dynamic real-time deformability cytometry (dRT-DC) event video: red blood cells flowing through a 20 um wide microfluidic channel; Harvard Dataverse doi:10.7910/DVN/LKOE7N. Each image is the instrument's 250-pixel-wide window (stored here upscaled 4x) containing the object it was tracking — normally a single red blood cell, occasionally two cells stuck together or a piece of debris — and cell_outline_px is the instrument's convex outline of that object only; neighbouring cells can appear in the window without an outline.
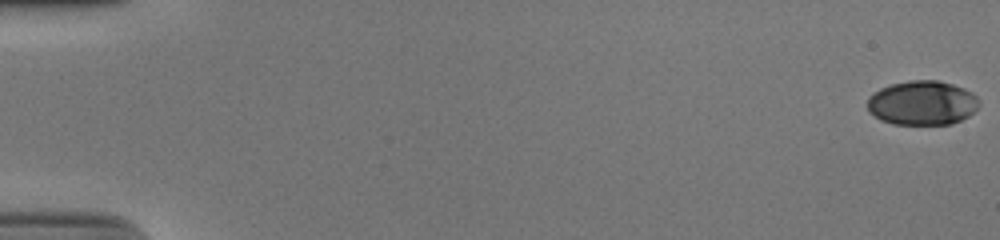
{"species": "human", "species_latin": "Homo sapiens", "temperature_condition": "cold", "stored_images_in_passage": 54, "camera_frame_rate_fps": 3000, "um_per_image_px": 0.085, "donor": {"sex": "male"}, "frame": {"image": 1, "passage_image": 1, "time_ms": 0.0, "image_size_px": [1000, 240], "cell_outline_px": [[980, 104], [968, 116], [952, 124], [892, 124], [880, 120], [868, 112], [868, 96], [872, 92], [880, 88], [892, 84], [908, 80], [940, 80], [964, 88], [972, 92], [980, 100]], "centroid_in_image_um": [78.37, 8.74], "position_along_channel_um": 6.6, "area_um2": 29.13}}
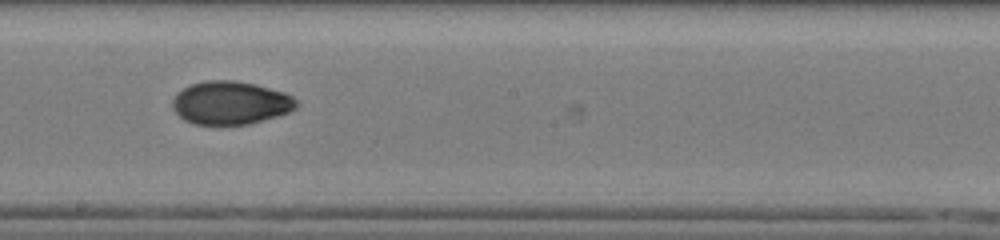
{"frame": {"image": 2, "passage_image": 32, "time_ms": 10.333, "image_size_px": [1000, 240], "cell_outline_px": [[300, 104], [296, 108], [288, 112], [276, 116], [248, 124], [192, 124], [184, 120], [172, 108], [172, 100], [184, 88], [192, 84], [208, 80], [232, 80], [256, 84], [284, 92], [292, 96]], "centroid_in_image_um": [19.61, 8.74], "position_along_channel_um": 228.6, "area_um2": 30.98}}
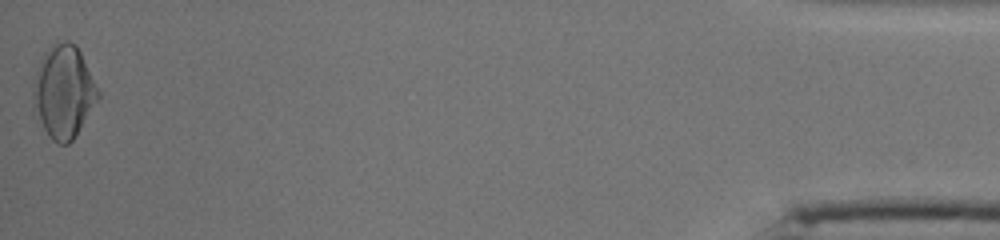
{"frame": {"image": 3, "passage_image": 54, "time_ms": 17.667, "image_size_px": [1000, 240], "cell_outline_px": [[100, 96], [72, 140], [68, 144], [60, 144], [52, 140], [48, 136], [32, 112], [32, 88], [36, 72], [40, 60], [44, 52], [52, 44], [64, 40], [68, 40], [76, 44], [100, 92]], "centroid_in_image_um": [5.36, 7.8], "position_along_channel_um": 429.8, "area_um2": 35.2}, "authors_computed_cell_mechanics": {"area_um2": 30.8363, "velocity_mm_per_s": 3.9307, "shape_relaxation_time_tau1_ms": 7.7549, "shape_relaxation_time_tau2_ms": 2.2311, "deformation_change_tau1": 0.1745, "deformation_change_tau2": 0.0466}}